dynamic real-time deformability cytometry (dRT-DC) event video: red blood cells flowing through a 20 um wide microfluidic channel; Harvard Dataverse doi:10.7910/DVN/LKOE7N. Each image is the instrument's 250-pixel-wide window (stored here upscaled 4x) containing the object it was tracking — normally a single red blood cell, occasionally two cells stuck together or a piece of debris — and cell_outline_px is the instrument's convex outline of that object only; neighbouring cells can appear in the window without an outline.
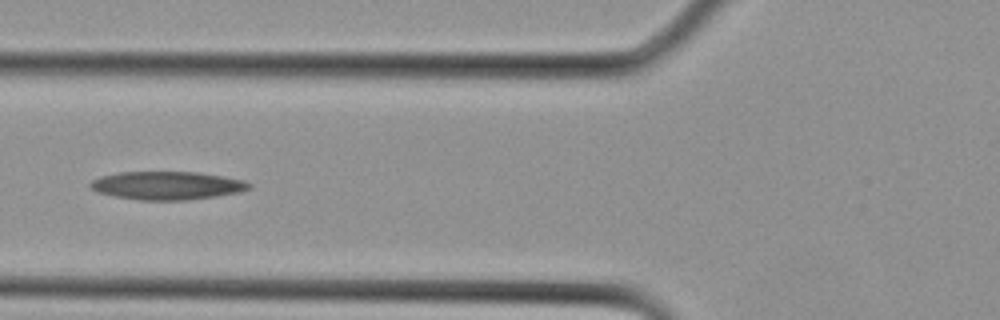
{"species": "Egyptian fruit bat (a non-hibernating species)", "species_latin": "Rousettus aegyptiacus", "temperature_condition": "cold", "stored_images_in_passage": 13, "camera_frame_rate_fps": 3000, "um_per_image_px": 0.085, "animal": {"sex": "female"}, "frame": {"image": 1, "passage_image": 10, "time_ms": 3.0, "image_size_px": [1000, 320], "cell_outline_px": [[252, 184], [248, 188], [240, 192], [216, 196], [184, 200], [140, 200], [112, 196], [100, 192], [92, 188], [88, 184], [92, 180], [100, 176], [120, 172], [196, 172], [224, 176], [244, 180]], "centroid_in_image_um": [14.2, 15.76], "position_along_channel_um": 111.6, "area_um2": 26.01}}
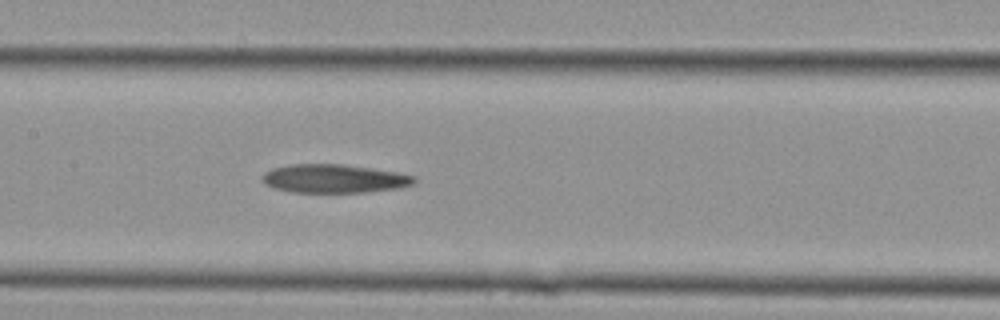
{"frame": {"image": 2, "passage_image": 13, "time_ms": 4.0, "image_size_px": [1000, 320], "cell_outline_px": [[416, 184], [396, 188], [364, 192], [292, 192], [272, 188], [264, 184], [260, 180], [260, 176], [264, 172], [272, 168], [292, 164], [344, 164], [396, 172], [416, 176]], "centroid_in_image_um": [28.35, 15.18], "position_along_channel_um": 179.1, "area_um2": 25.43}}